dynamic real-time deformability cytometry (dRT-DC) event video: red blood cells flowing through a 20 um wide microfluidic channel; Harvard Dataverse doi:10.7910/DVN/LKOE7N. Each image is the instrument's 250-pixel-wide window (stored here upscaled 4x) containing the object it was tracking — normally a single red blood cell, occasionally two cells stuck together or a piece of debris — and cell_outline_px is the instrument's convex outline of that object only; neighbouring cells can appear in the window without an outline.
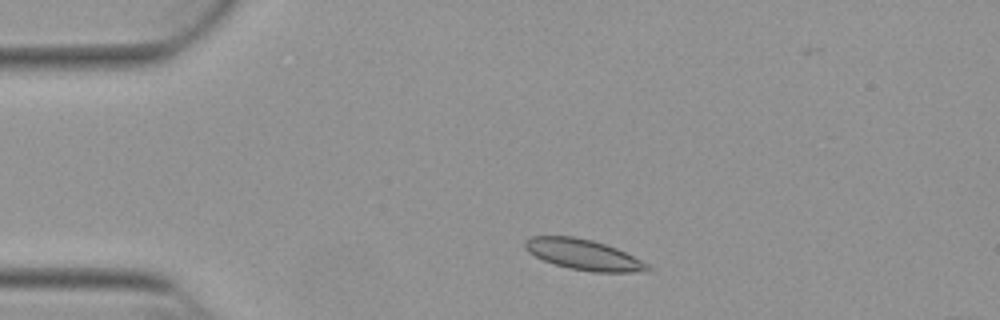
{"species": "Egyptian fruit bat (a non-hibernating species)", "species_latin": "Rousettus aegyptiacus", "temperature_condition": "warm", "stored_images_in_passage": 47, "camera_frame_rate_fps": 3000, "um_per_image_px": 0.085, "animal": {"sex": "female"}, "frame": {"image": 1, "passage_image": 5, "time_ms": 1.333, "image_size_px": [1000, 320], "cell_outline_px": [[652, 268], [648, 272], [592, 272], [568, 268], [544, 260], [528, 252], [524, 248], [524, 240], [532, 236], [572, 236], [592, 240], [616, 248], [648, 264]], "centroid_in_image_um": [49.59, 21.65], "position_along_channel_um": 35.4, "area_um2": 21.73}}
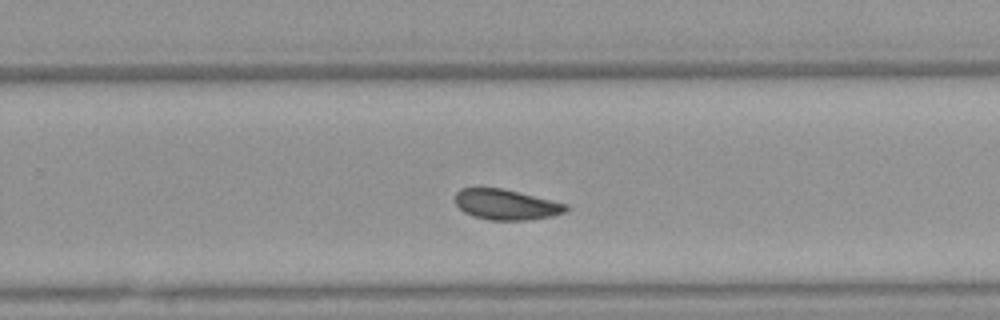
{"frame": {"image": 2, "passage_image": 28, "time_ms": 9.0, "image_size_px": [1000, 320], "cell_outline_px": [[568, 208], [564, 212], [552, 216], [528, 220], [488, 220], [472, 216], [464, 212], [456, 204], [456, 192], [460, 188], [476, 184], [500, 188], [568, 204]], "centroid_in_image_um": [42.93, 17.35], "position_along_channel_um": 286.9, "area_um2": 20.06}}
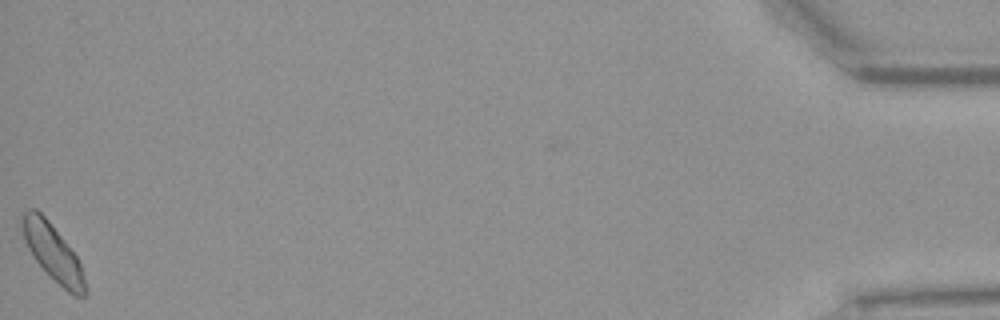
{"frame": {"image": 3, "passage_image": 47, "time_ms": 15.333, "image_size_px": [1000, 320], "cell_outline_px": [[84, 296], [76, 296], [68, 292], [36, 260], [28, 248], [24, 240], [20, 224], [20, 212], [28, 208], [36, 208], [48, 220], [64, 240], [76, 256], [80, 264], [84, 280]], "centroid_in_image_um": [4.41, 21.35], "position_along_channel_um": 430.8, "area_um2": 20.17}, "authors_computed_cell_mechanics": {"area_um2": 20.2878, "velocity_mm_per_s": 3.8272, "shape_relaxation_time_tau1_ms": 3.4967, "shape_relaxation_time_tau2_ms": 3.6916, "deformation_change_tau1": 0.0822, "deformation_change_tau2": 0.0748}}